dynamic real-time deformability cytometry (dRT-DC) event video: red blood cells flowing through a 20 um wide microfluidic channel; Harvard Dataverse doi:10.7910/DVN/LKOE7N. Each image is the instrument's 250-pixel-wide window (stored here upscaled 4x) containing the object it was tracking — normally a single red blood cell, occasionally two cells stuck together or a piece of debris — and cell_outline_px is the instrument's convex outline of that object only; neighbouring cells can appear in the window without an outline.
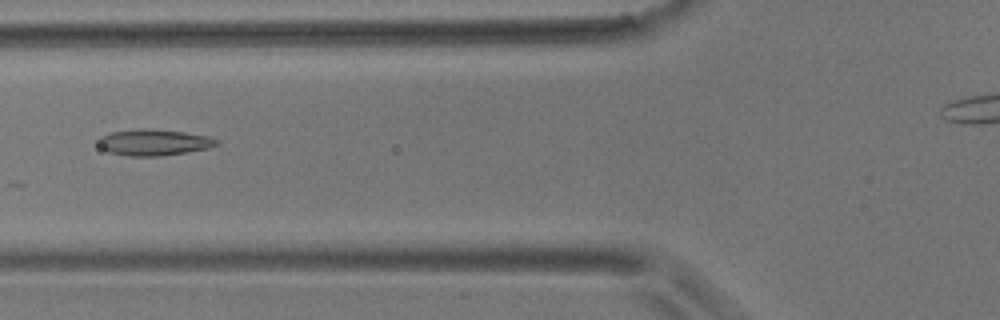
{"species": "common noctule bat (a hibernating species)", "species_latin": "Nyctalus noctula", "temperature_condition": "room temperature", "stored_images_in_passage": 8, "camera_frame_rate_fps": 3000, "um_per_image_px": 0.085, "animal": {"sex": "male", "body_mass_g": 17.9}, "frame": {"image": 1, "passage_image": 6, "time_ms": 6.333, "image_size_px": [1000, 320], "cell_outline_px": [[220, 144], [208, 148], [160, 156], [128, 156], [108, 152], [100, 148], [96, 144], [96, 140], [100, 136], [112, 132], [140, 128], [144, 128], [184, 132], [208, 136], [220, 140]], "centroid_in_image_um": [13.03, 12.1], "position_along_channel_um": 112.8, "area_um2": 18.21}}
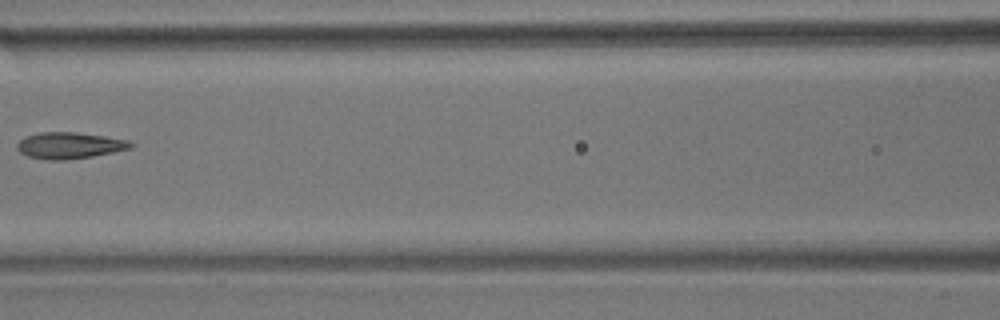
{"frame": {"image": 2, "passage_image": 7, "time_ms": 7.667, "image_size_px": [1000, 320], "cell_outline_px": [[136, 144], [132, 148], [92, 156], [64, 160], [44, 160], [28, 156], [20, 152], [16, 148], [16, 144], [20, 140], [28, 136], [40, 132], [76, 132], [104, 136], [128, 140]], "centroid_in_image_um": [5.91, 12.36], "position_along_channel_um": 160.7, "area_um2": 17.46}}
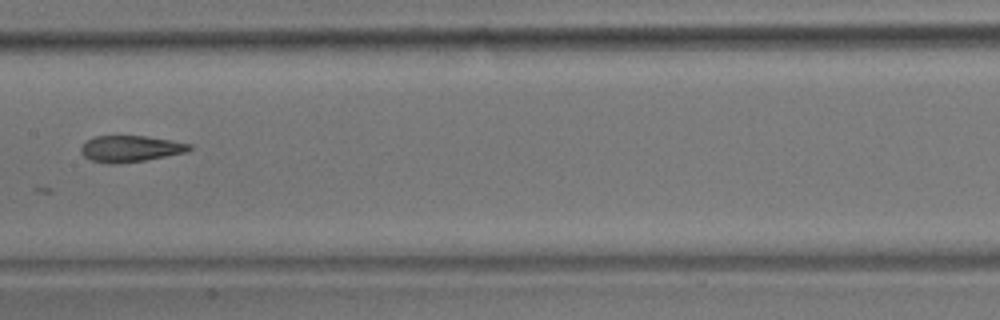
{"frame": {"image": 3, "passage_image": 8, "time_ms": 8.667, "image_size_px": [1000, 320], "cell_outline_px": [[192, 148], [188, 152], [144, 160], [116, 164], [108, 164], [92, 160], [84, 156], [80, 152], [80, 148], [88, 140], [96, 136], [144, 136], [172, 140], [192, 144]], "centroid_in_image_um": [11.11, 12.64], "position_along_channel_um": 196.3, "area_um2": 16.59}}